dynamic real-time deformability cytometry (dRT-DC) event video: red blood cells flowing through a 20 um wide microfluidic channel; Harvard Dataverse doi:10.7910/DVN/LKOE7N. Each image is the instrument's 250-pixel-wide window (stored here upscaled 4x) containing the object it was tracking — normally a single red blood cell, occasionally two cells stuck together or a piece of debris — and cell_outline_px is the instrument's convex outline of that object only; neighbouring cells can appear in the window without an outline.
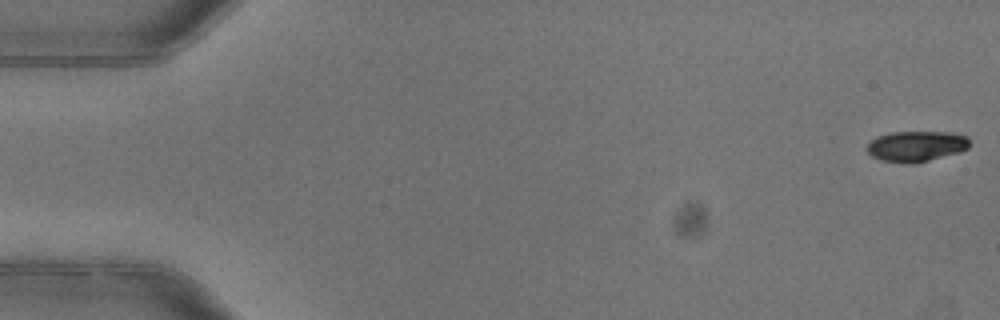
{"species": "common noctule bat (a hibernating species)", "species_latin": "Nyctalus noctula", "temperature_condition": "warm", "stored_images_in_passage": 4, "camera_frame_rate_fps": 3000, "um_per_image_px": 0.085, "animal": {"sex": "female"}, "frame": {"image": 1, "passage_image": 1, "time_ms": 0.0, "image_size_px": [1000, 320], "cell_outline_px": [[968, 148], [960, 152], [928, 160], [884, 160], [872, 156], [864, 148], [876, 136], [892, 132], [952, 132], [968, 136]], "centroid_in_image_um": [77.9, 12.37], "position_along_channel_um": 7.1, "area_um2": 17.57}}
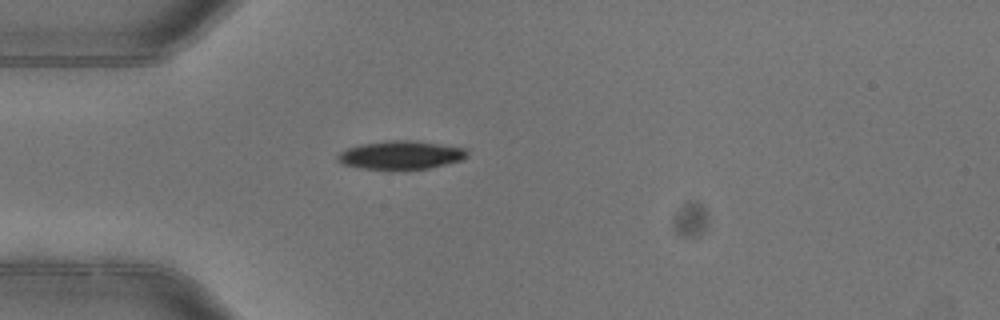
{"frame": {"image": 2, "passage_image": 4, "time_ms": 1.0, "image_size_px": [1000, 320], "cell_outline_px": [[468, 156], [464, 160], [428, 168], [360, 168], [344, 164], [336, 160], [336, 156], [340, 152], [348, 148], [360, 144], [388, 140], [412, 140], [468, 148]], "centroid_in_image_um": [34.11, 13.15], "position_along_channel_um": 50.9, "area_um2": 21.27}}